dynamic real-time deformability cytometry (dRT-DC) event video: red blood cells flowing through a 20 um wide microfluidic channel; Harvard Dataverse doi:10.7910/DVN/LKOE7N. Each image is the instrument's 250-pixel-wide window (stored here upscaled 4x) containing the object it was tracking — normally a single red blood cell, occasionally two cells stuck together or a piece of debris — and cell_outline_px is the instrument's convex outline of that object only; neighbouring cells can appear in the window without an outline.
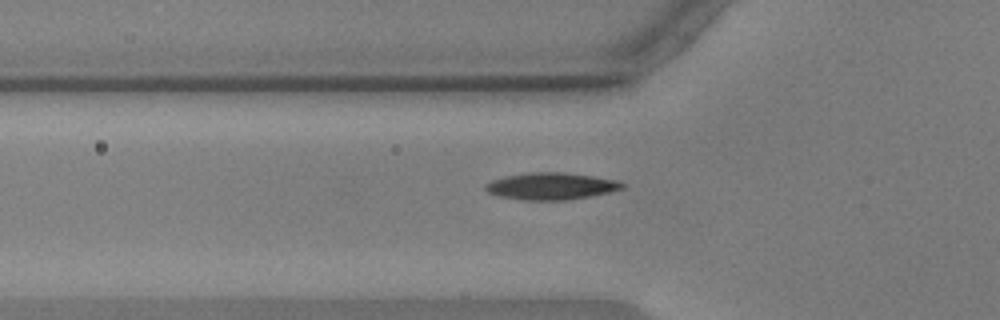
{"species": "common noctule bat (a hibernating species)", "species_latin": "Nyctalus noctula", "temperature_condition": "warm", "stored_images_in_passage": 38, "camera_frame_rate_fps": 3000, "um_per_image_px": 0.085, "animal": {"sex": "male", "body_mass_g": 17.9, "forearm_length_mm": 54.2}, "frame": {"image": 1, "passage_image": 8, "time_ms": 2.333, "image_size_px": [1000, 320], "cell_outline_px": [[624, 188], [608, 192], [572, 200], [520, 200], [500, 196], [488, 192], [484, 188], [484, 184], [492, 180], [504, 176], [528, 172], [564, 172], [592, 176], [616, 180], [624, 184]], "centroid_in_image_um": [46.81, 15.82], "position_along_channel_um": 79.0, "area_um2": 21.56}}
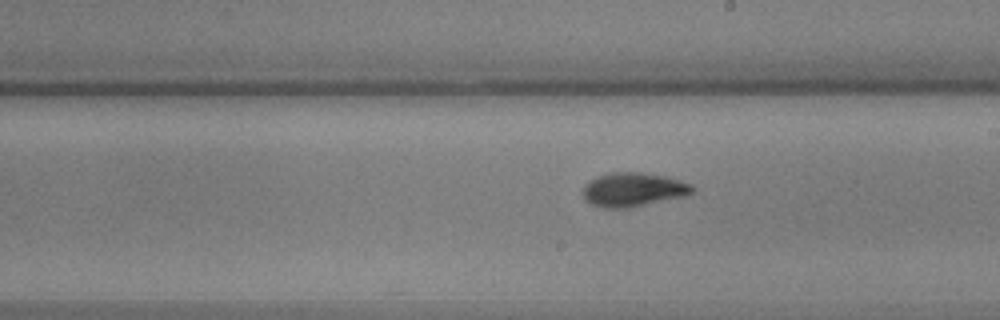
{"frame": {"image": 2, "passage_image": 21, "time_ms": 6.667, "image_size_px": [1000, 320], "cell_outline_px": [[696, 188], [692, 192], [684, 196], [628, 208], [604, 208], [592, 204], [584, 200], [584, 184], [596, 176], [612, 172], [640, 172], [668, 176], [692, 184]], "centroid_in_image_um": [53.83, 16.1], "position_along_channel_um": 235.2, "area_um2": 21.73}}
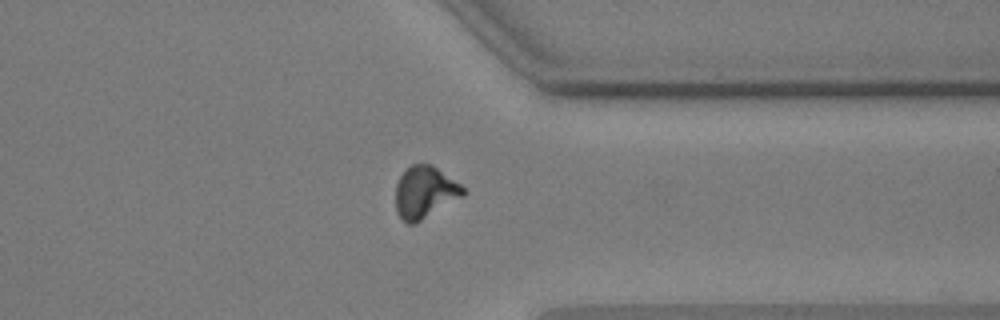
{"frame": {"image": 3, "passage_image": 33, "time_ms": 10.667, "image_size_px": [1000, 320], "cell_outline_px": [[468, 192], [464, 196], [416, 224], [408, 224], [396, 212], [396, 184], [400, 176], [412, 164], [432, 164], [460, 184]], "centroid_in_image_um": [36.13, 16.36], "position_along_channel_um": 375.3, "area_um2": 20.58}}